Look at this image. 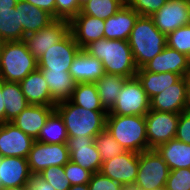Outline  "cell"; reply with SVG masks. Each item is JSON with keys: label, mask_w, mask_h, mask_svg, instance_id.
<instances>
[{"label": "cell", "mask_w": 190, "mask_h": 190, "mask_svg": "<svg viewBox=\"0 0 190 190\" xmlns=\"http://www.w3.org/2000/svg\"><path fill=\"white\" fill-rule=\"evenodd\" d=\"M83 50L101 60L107 74L119 75L125 78L136 76L138 67L126 40L102 38L89 43Z\"/></svg>", "instance_id": "1"}, {"label": "cell", "mask_w": 190, "mask_h": 190, "mask_svg": "<svg viewBox=\"0 0 190 190\" xmlns=\"http://www.w3.org/2000/svg\"><path fill=\"white\" fill-rule=\"evenodd\" d=\"M138 69L160 54L167 46L166 34L162 33L149 16H139L128 39Z\"/></svg>", "instance_id": "2"}, {"label": "cell", "mask_w": 190, "mask_h": 190, "mask_svg": "<svg viewBox=\"0 0 190 190\" xmlns=\"http://www.w3.org/2000/svg\"><path fill=\"white\" fill-rule=\"evenodd\" d=\"M55 110L62 117L68 136L95 137L106 127L105 110H89L73 104L69 99L58 102Z\"/></svg>", "instance_id": "3"}, {"label": "cell", "mask_w": 190, "mask_h": 190, "mask_svg": "<svg viewBox=\"0 0 190 190\" xmlns=\"http://www.w3.org/2000/svg\"><path fill=\"white\" fill-rule=\"evenodd\" d=\"M105 128L126 151L148 150L145 115L107 114Z\"/></svg>", "instance_id": "4"}, {"label": "cell", "mask_w": 190, "mask_h": 190, "mask_svg": "<svg viewBox=\"0 0 190 190\" xmlns=\"http://www.w3.org/2000/svg\"><path fill=\"white\" fill-rule=\"evenodd\" d=\"M38 69V60L29 52L24 41H6L0 53V79L20 82Z\"/></svg>", "instance_id": "5"}, {"label": "cell", "mask_w": 190, "mask_h": 190, "mask_svg": "<svg viewBox=\"0 0 190 190\" xmlns=\"http://www.w3.org/2000/svg\"><path fill=\"white\" fill-rule=\"evenodd\" d=\"M170 169L155 149L139 153V169L135 182L142 190H156L166 186Z\"/></svg>", "instance_id": "6"}, {"label": "cell", "mask_w": 190, "mask_h": 190, "mask_svg": "<svg viewBox=\"0 0 190 190\" xmlns=\"http://www.w3.org/2000/svg\"><path fill=\"white\" fill-rule=\"evenodd\" d=\"M149 110L150 99L141 82L135 76L125 81L113 108L107 114L123 116L145 115Z\"/></svg>", "instance_id": "7"}, {"label": "cell", "mask_w": 190, "mask_h": 190, "mask_svg": "<svg viewBox=\"0 0 190 190\" xmlns=\"http://www.w3.org/2000/svg\"><path fill=\"white\" fill-rule=\"evenodd\" d=\"M69 161L66 143L46 144L35 140L27 156L32 175H38L50 166H64Z\"/></svg>", "instance_id": "8"}, {"label": "cell", "mask_w": 190, "mask_h": 190, "mask_svg": "<svg viewBox=\"0 0 190 190\" xmlns=\"http://www.w3.org/2000/svg\"><path fill=\"white\" fill-rule=\"evenodd\" d=\"M180 113L160 112L150 109L145 114L148 150L176 137Z\"/></svg>", "instance_id": "9"}, {"label": "cell", "mask_w": 190, "mask_h": 190, "mask_svg": "<svg viewBox=\"0 0 190 190\" xmlns=\"http://www.w3.org/2000/svg\"><path fill=\"white\" fill-rule=\"evenodd\" d=\"M81 50L69 32L62 40L53 44L38 59L39 70L69 71L70 66Z\"/></svg>", "instance_id": "10"}, {"label": "cell", "mask_w": 190, "mask_h": 190, "mask_svg": "<svg viewBox=\"0 0 190 190\" xmlns=\"http://www.w3.org/2000/svg\"><path fill=\"white\" fill-rule=\"evenodd\" d=\"M70 32L68 20L55 19L47 27L27 34L23 41L29 52L38 60L53 44L62 40Z\"/></svg>", "instance_id": "11"}, {"label": "cell", "mask_w": 190, "mask_h": 190, "mask_svg": "<svg viewBox=\"0 0 190 190\" xmlns=\"http://www.w3.org/2000/svg\"><path fill=\"white\" fill-rule=\"evenodd\" d=\"M151 18L156 27L167 35L190 24V0H168Z\"/></svg>", "instance_id": "12"}, {"label": "cell", "mask_w": 190, "mask_h": 190, "mask_svg": "<svg viewBox=\"0 0 190 190\" xmlns=\"http://www.w3.org/2000/svg\"><path fill=\"white\" fill-rule=\"evenodd\" d=\"M67 147L70 161L80 165L92 174L100 171L102 160L94 142V137L68 136Z\"/></svg>", "instance_id": "13"}, {"label": "cell", "mask_w": 190, "mask_h": 190, "mask_svg": "<svg viewBox=\"0 0 190 190\" xmlns=\"http://www.w3.org/2000/svg\"><path fill=\"white\" fill-rule=\"evenodd\" d=\"M138 169L139 153L125 151L102 162L99 172L122 185L135 182Z\"/></svg>", "instance_id": "14"}, {"label": "cell", "mask_w": 190, "mask_h": 190, "mask_svg": "<svg viewBox=\"0 0 190 190\" xmlns=\"http://www.w3.org/2000/svg\"><path fill=\"white\" fill-rule=\"evenodd\" d=\"M35 140L12 122L0 124V156L27 158Z\"/></svg>", "instance_id": "15"}, {"label": "cell", "mask_w": 190, "mask_h": 190, "mask_svg": "<svg viewBox=\"0 0 190 190\" xmlns=\"http://www.w3.org/2000/svg\"><path fill=\"white\" fill-rule=\"evenodd\" d=\"M190 76L182 77L161 93L150 99V109L160 112L182 113L185 111Z\"/></svg>", "instance_id": "16"}, {"label": "cell", "mask_w": 190, "mask_h": 190, "mask_svg": "<svg viewBox=\"0 0 190 190\" xmlns=\"http://www.w3.org/2000/svg\"><path fill=\"white\" fill-rule=\"evenodd\" d=\"M138 71H150L152 73L173 72L181 77L190 76V58L166 46L160 54H157Z\"/></svg>", "instance_id": "17"}, {"label": "cell", "mask_w": 190, "mask_h": 190, "mask_svg": "<svg viewBox=\"0 0 190 190\" xmlns=\"http://www.w3.org/2000/svg\"><path fill=\"white\" fill-rule=\"evenodd\" d=\"M70 32L78 46L83 49L91 42L104 38V20L81 11L69 21Z\"/></svg>", "instance_id": "18"}, {"label": "cell", "mask_w": 190, "mask_h": 190, "mask_svg": "<svg viewBox=\"0 0 190 190\" xmlns=\"http://www.w3.org/2000/svg\"><path fill=\"white\" fill-rule=\"evenodd\" d=\"M31 172L27 158L1 157L0 182L1 189L19 186H29Z\"/></svg>", "instance_id": "19"}, {"label": "cell", "mask_w": 190, "mask_h": 190, "mask_svg": "<svg viewBox=\"0 0 190 190\" xmlns=\"http://www.w3.org/2000/svg\"><path fill=\"white\" fill-rule=\"evenodd\" d=\"M139 16L125 3L114 16L104 20V38L128 41Z\"/></svg>", "instance_id": "20"}, {"label": "cell", "mask_w": 190, "mask_h": 190, "mask_svg": "<svg viewBox=\"0 0 190 190\" xmlns=\"http://www.w3.org/2000/svg\"><path fill=\"white\" fill-rule=\"evenodd\" d=\"M54 110L55 106L28 105L11 122L25 134L36 140L41 128L45 125L47 118Z\"/></svg>", "instance_id": "21"}, {"label": "cell", "mask_w": 190, "mask_h": 190, "mask_svg": "<svg viewBox=\"0 0 190 190\" xmlns=\"http://www.w3.org/2000/svg\"><path fill=\"white\" fill-rule=\"evenodd\" d=\"M69 73L76 83H95L105 74V71L101 60L81 49L75 56Z\"/></svg>", "instance_id": "22"}, {"label": "cell", "mask_w": 190, "mask_h": 190, "mask_svg": "<svg viewBox=\"0 0 190 190\" xmlns=\"http://www.w3.org/2000/svg\"><path fill=\"white\" fill-rule=\"evenodd\" d=\"M19 84L29 105L55 106L57 104L39 69L28 74Z\"/></svg>", "instance_id": "23"}, {"label": "cell", "mask_w": 190, "mask_h": 190, "mask_svg": "<svg viewBox=\"0 0 190 190\" xmlns=\"http://www.w3.org/2000/svg\"><path fill=\"white\" fill-rule=\"evenodd\" d=\"M15 8L19 9L20 22L23 28V39L27 34L37 32L55 20L47 11L24 0H18Z\"/></svg>", "instance_id": "24"}, {"label": "cell", "mask_w": 190, "mask_h": 190, "mask_svg": "<svg viewBox=\"0 0 190 190\" xmlns=\"http://www.w3.org/2000/svg\"><path fill=\"white\" fill-rule=\"evenodd\" d=\"M155 150L167 163L170 171L190 168V144H186L174 138L158 145Z\"/></svg>", "instance_id": "25"}, {"label": "cell", "mask_w": 190, "mask_h": 190, "mask_svg": "<svg viewBox=\"0 0 190 190\" xmlns=\"http://www.w3.org/2000/svg\"><path fill=\"white\" fill-rule=\"evenodd\" d=\"M40 71L47 82L52 98L57 103L68 100L71 97L72 92L75 89L76 82L72 78L69 71Z\"/></svg>", "instance_id": "26"}, {"label": "cell", "mask_w": 190, "mask_h": 190, "mask_svg": "<svg viewBox=\"0 0 190 190\" xmlns=\"http://www.w3.org/2000/svg\"><path fill=\"white\" fill-rule=\"evenodd\" d=\"M1 96L5 104V122H11L29 105L19 82H6L2 80Z\"/></svg>", "instance_id": "27"}, {"label": "cell", "mask_w": 190, "mask_h": 190, "mask_svg": "<svg viewBox=\"0 0 190 190\" xmlns=\"http://www.w3.org/2000/svg\"><path fill=\"white\" fill-rule=\"evenodd\" d=\"M136 77L141 82L149 99L161 93L182 78L179 74L173 72L152 73L150 71H137Z\"/></svg>", "instance_id": "28"}, {"label": "cell", "mask_w": 190, "mask_h": 190, "mask_svg": "<svg viewBox=\"0 0 190 190\" xmlns=\"http://www.w3.org/2000/svg\"><path fill=\"white\" fill-rule=\"evenodd\" d=\"M127 79L119 75L105 73L95 82L100 102L107 113L113 108L117 96Z\"/></svg>", "instance_id": "29"}, {"label": "cell", "mask_w": 190, "mask_h": 190, "mask_svg": "<svg viewBox=\"0 0 190 190\" xmlns=\"http://www.w3.org/2000/svg\"><path fill=\"white\" fill-rule=\"evenodd\" d=\"M67 139L68 134L64 121L60 114L54 110L47 118L36 140L46 144H58L67 143Z\"/></svg>", "instance_id": "30"}, {"label": "cell", "mask_w": 190, "mask_h": 190, "mask_svg": "<svg viewBox=\"0 0 190 190\" xmlns=\"http://www.w3.org/2000/svg\"><path fill=\"white\" fill-rule=\"evenodd\" d=\"M0 37L6 41H22L23 28L20 22L19 9L0 11Z\"/></svg>", "instance_id": "31"}, {"label": "cell", "mask_w": 190, "mask_h": 190, "mask_svg": "<svg viewBox=\"0 0 190 190\" xmlns=\"http://www.w3.org/2000/svg\"><path fill=\"white\" fill-rule=\"evenodd\" d=\"M69 100L89 110H104L95 83H76Z\"/></svg>", "instance_id": "32"}, {"label": "cell", "mask_w": 190, "mask_h": 190, "mask_svg": "<svg viewBox=\"0 0 190 190\" xmlns=\"http://www.w3.org/2000/svg\"><path fill=\"white\" fill-rule=\"evenodd\" d=\"M125 3V0H90L81 7V12L106 20L114 16Z\"/></svg>", "instance_id": "33"}, {"label": "cell", "mask_w": 190, "mask_h": 190, "mask_svg": "<svg viewBox=\"0 0 190 190\" xmlns=\"http://www.w3.org/2000/svg\"><path fill=\"white\" fill-rule=\"evenodd\" d=\"M94 142L100 153L102 162L110 160L126 151L106 128L94 137Z\"/></svg>", "instance_id": "34"}, {"label": "cell", "mask_w": 190, "mask_h": 190, "mask_svg": "<svg viewBox=\"0 0 190 190\" xmlns=\"http://www.w3.org/2000/svg\"><path fill=\"white\" fill-rule=\"evenodd\" d=\"M167 46L190 58V24L181 26L166 35Z\"/></svg>", "instance_id": "35"}, {"label": "cell", "mask_w": 190, "mask_h": 190, "mask_svg": "<svg viewBox=\"0 0 190 190\" xmlns=\"http://www.w3.org/2000/svg\"><path fill=\"white\" fill-rule=\"evenodd\" d=\"M38 176L50 183L55 190H68L71 186L64 171V166H50L39 173Z\"/></svg>", "instance_id": "36"}, {"label": "cell", "mask_w": 190, "mask_h": 190, "mask_svg": "<svg viewBox=\"0 0 190 190\" xmlns=\"http://www.w3.org/2000/svg\"><path fill=\"white\" fill-rule=\"evenodd\" d=\"M165 188L166 190H190V168L171 170Z\"/></svg>", "instance_id": "37"}, {"label": "cell", "mask_w": 190, "mask_h": 190, "mask_svg": "<svg viewBox=\"0 0 190 190\" xmlns=\"http://www.w3.org/2000/svg\"><path fill=\"white\" fill-rule=\"evenodd\" d=\"M168 0H126V4L134 9L140 16L151 17Z\"/></svg>", "instance_id": "38"}, {"label": "cell", "mask_w": 190, "mask_h": 190, "mask_svg": "<svg viewBox=\"0 0 190 190\" xmlns=\"http://www.w3.org/2000/svg\"><path fill=\"white\" fill-rule=\"evenodd\" d=\"M64 171L71 186L77 184H88L92 175L90 171L71 161L64 165Z\"/></svg>", "instance_id": "39"}, {"label": "cell", "mask_w": 190, "mask_h": 190, "mask_svg": "<svg viewBox=\"0 0 190 190\" xmlns=\"http://www.w3.org/2000/svg\"><path fill=\"white\" fill-rule=\"evenodd\" d=\"M80 11L78 0H56V19L70 21Z\"/></svg>", "instance_id": "40"}, {"label": "cell", "mask_w": 190, "mask_h": 190, "mask_svg": "<svg viewBox=\"0 0 190 190\" xmlns=\"http://www.w3.org/2000/svg\"><path fill=\"white\" fill-rule=\"evenodd\" d=\"M88 188L89 190H120L121 184L97 172L91 175Z\"/></svg>", "instance_id": "41"}, {"label": "cell", "mask_w": 190, "mask_h": 190, "mask_svg": "<svg viewBox=\"0 0 190 190\" xmlns=\"http://www.w3.org/2000/svg\"><path fill=\"white\" fill-rule=\"evenodd\" d=\"M175 138L181 142L190 144V114L185 111L180 113Z\"/></svg>", "instance_id": "42"}, {"label": "cell", "mask_w": 190, "mask_h": 190, "mask_svg": "<svg viewBox=\"0 0 190 190\" xmlns=\"http://www.w3.org/2000/svg\"><path fill=\"white\" fill-rule=\"evenodd\" d=\"M50 13L56 19V0H24Z\"/></svg>", "instance_id": "43"}, {"label": "cell", "mask_w": 190, "mask_h": 190, "mask_svg": "<svg viewBox=\"0 0 190 190\" xmlns=\"http://www.w3.org/2000/svg\"><path fill=\"white\" fill-rule=\"evenodd\" d=\"M29 188L32 190H55V188L50 183L44 181L38 175L31 176Z\"/></svg>", "instance_id": "44"}, {"label": "cell", "mask_w": 190, "mask_h": 190, "mask_svg": "<svg viewBox=\"0 0 190 190\" xmlns=\"http://www.w3.org/2000/svg\"><path fill=\"white\" fill-rule=\"evenodd\" d=\"M2 94V79H0V124L5 122V104Z\"/></svg>", "instance_id": "45"}, {"label": "cell", "mask_w": 190, "mask_h": 190, "mask_svg": "<svg viewBox=\"0 0 190 190\" xmlns=\"http://www.w3.org/2000/svg\"><path fill=\"white\" fill-rule=\"evenodd\" d=\"M18 0H0V11L10 10L16 6Z\"/></svg>", "instance_id": "46"}, {"label": "cell", "mask_w": 190, "mask_h": 190, "mask_svg": "<svg viewBox=\"0 0 190 190\" xmlns=\"http://www.w3.org/2000/svg\"><path fill=\"white\" fill-rule=\"evenodd\" d=\"M120 190H142L136 182L122 184Z\"/></svg>", "instance_id": "47"}, {"label": "cell", "mask_w": 190, "mask_h": 190, "mask_svg": "<svg viewBox=\"0 0 190 190\" xmlns=\"http://www.w3.org/2000/svg\"><path fill=\"white\" fill-rule=\"evenodd\" d=\"M68 190H89L88 184L72 185Z\"/></svg>", "instance_id": "48"}, {"label": "cell", "mask_w": 190, "mask_h": 190, "mask_svg": "<svg viewBox=\"0 0 190 190\" xmlns=\"http://www.w3.org/2000/svg\"><path fill=\"white\" fill-rule=\"evenodd\" d=\"M185 112L190 114V84H189V87H188V90H187Z\"/></svg>", "instance_id": "49"}, {"label": "cell", "mask_w": 190, "mask_h": 190, "mask_svg": "<svg viewBox=\"0 0 190 190\" xmlns=\"http://www.w3.org/2000/svg\"><path fill=\"white\" fill-rule=\"evenodd\" d=\"M0 190H27V186L10 187V188L0 189Z\"/></svg>", "instance_id": "50"}, {"label": "cell", "mask_w": 190, "mask_h": 190, "mask_svg": "<svg viewBox=\"0 0 190 190\" xmlns=\"http://www.w3.org/2000/svg\"><path fill=\"white\" fill-rule=\"evenodd\" d=\"M88 1L90 0H78L79 6L80 7L84 6Z\"/></svg>", "instance_id": "51"}, {"label": "cell", "mask_w": 190, "mask_h": 190, "mask_svg": "<svg viewBox=\"0 0 190 190\" xmlns=\"http://www.w3.org/2000/svg\"><path fill=\"white\" fill-rule=\"evenodd\" d=\"M4 42L5 41L0 37V53H1Z\"/></svg>", "instance_id": "52"}, {"label": "cell", "mask_w": 190, "mask_h": 190, "mask_svg": "<svg viewBox=\"0 0 190 190\" xmlns=\"http://www.w3.org/2000/svg\"><path fill=\"white\" fill-rule=\"evenodd\" d=\"M156 190H166V188H165V187H163V188H160V189H156Z\"/></svg>", "instance_id": "53"}]
</instances>
